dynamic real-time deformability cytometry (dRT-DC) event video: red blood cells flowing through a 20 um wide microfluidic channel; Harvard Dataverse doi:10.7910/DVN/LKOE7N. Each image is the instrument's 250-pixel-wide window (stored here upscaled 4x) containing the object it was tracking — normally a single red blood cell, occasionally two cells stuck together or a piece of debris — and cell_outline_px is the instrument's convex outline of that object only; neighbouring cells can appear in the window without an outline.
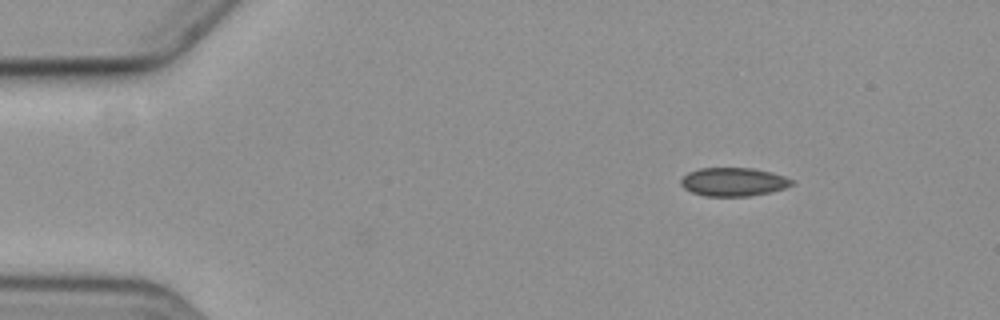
{"species": "common noctule bat (a hibernating species)", "species_latin": "Nyctalus noctula", "temperature_condition": "cold", "stored_images_in_passage": 3, "camera_frame_rate_fps": 3000, "um_per_image_px": 0.085, "animal": {"sex": "female", "body_mass_g": 19.3, "forearm_length_mm": 54.1}, "frame": {"image": 1, "passage_image": 1, "time_ms": 0.0, "image_size_px": [1000, 320], "cell_outline_px": [[796, 184], [784, 188], [768, 192], [748, 196], [704, 196], [692, 192], [684, 188], [680, 184], [680, 180], [688, 172], [700, 168], [752, 168], [772, 172], [796, 180]], "centroid_in_image_um": [62.37, 15.45], "position_along_channel_um": 22.6, "area_um2": 18.5}}
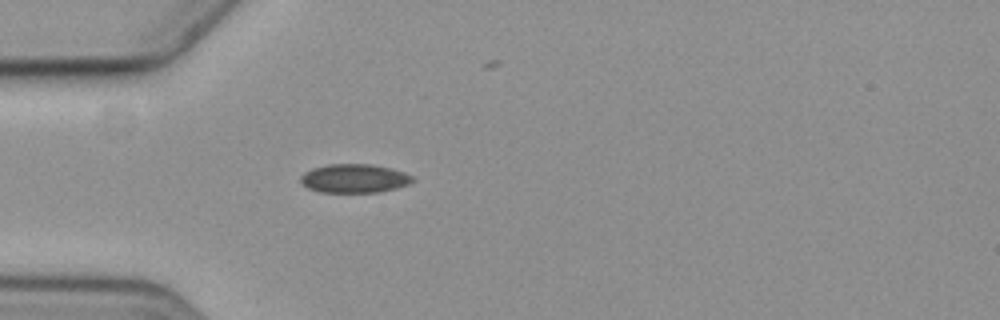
{"frame": {"image": 2, "passage_image": 3, "time_ms": 3.0, "image_size_px": [1000, 320], "cell_outline_px": [[416, 180], [408, 184], [396, 188], [376, 192], [320, 192], [308, 188], [300, 180], [300, 176], [304, 172], [312, 168], [328, 164], [372, 164], [392, 168], [404, 172], [412, 176]], "centroid_in_image_um": [30.12, 15.15], "position_along_channel_um": 54.9, "area_um2": 18.79}}